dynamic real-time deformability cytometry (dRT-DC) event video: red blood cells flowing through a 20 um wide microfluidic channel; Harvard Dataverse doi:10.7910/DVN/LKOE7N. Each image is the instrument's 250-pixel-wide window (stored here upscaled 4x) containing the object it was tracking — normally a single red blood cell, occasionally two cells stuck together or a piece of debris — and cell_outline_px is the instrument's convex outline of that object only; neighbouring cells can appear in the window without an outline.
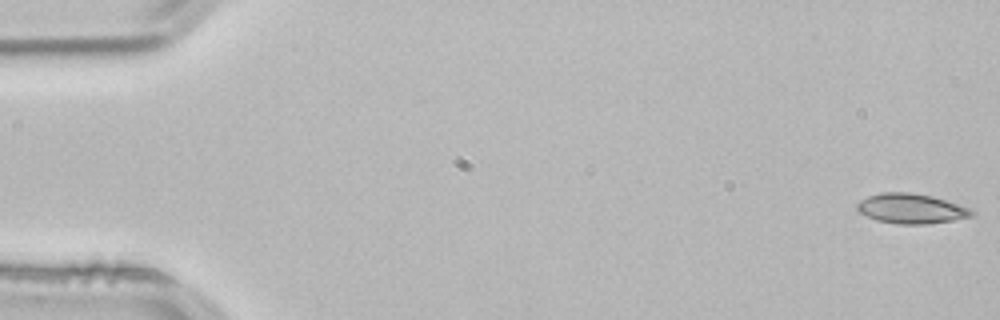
{"species": "common noctule bat (a hibernating species)", "species_latin": "Nyctalus noctula", "temperature_condition": "room temperature", "stored_images_in_passage": 53, "camera_frame_rate_fps": 3000, "um_per_image_px": 0.085, "animal": {"sex": "male", "body_mass_g": 21.5, "forearm_length_mm": 52.0}, "frame": {"image": 1, "passage_image": 1, "time_ms": 0.0, "image_size_px": [1000, 320], "cell_outline_px": [[976, 212], [972, 216], [952, 220], [924, 224], [896, 224], [876, 220], [860, 212], [856, 208], [856, 204], [860, 200], [868, 196], [884, 192], [908, 192], [932, 196], [972, 208]], "centroid_in_image_um": [77.46, 17.73], "position_along_channel_um": 7.5, "area_um2": 19.94}}
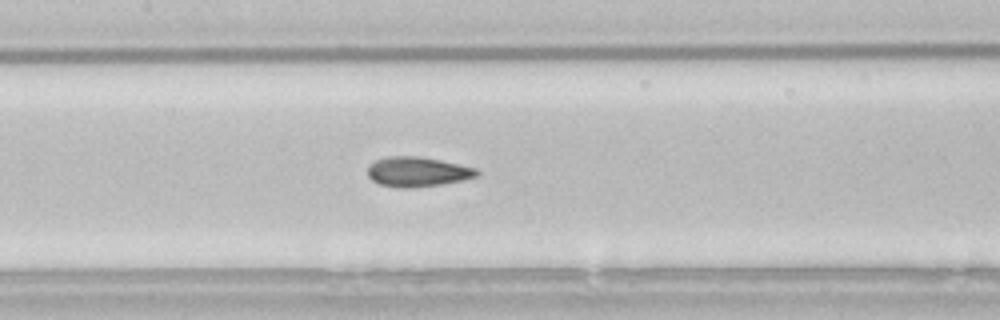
{"frame": {"image": 2, "passage_image": 25, "time_ms": 8.0, "image_size_px": [1000, 320], "cell_outline_px": [[480, 172], [476, 176], [460, 180], [440, 184], [412, 188], [396, 188], [380, 184], [372, 180], [368, 176], [368, 164], [376, 160], [388, 156], [420, 156], [440, 160], [476, 168]], "centroid_in_image_um": [35.44, 14.6], "position_along_channel_um": 172.0, "area_um2": 18.9}}
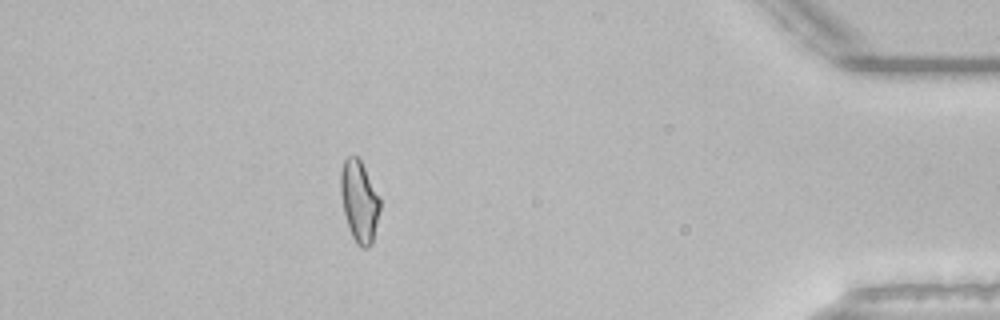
{"frame": {"image": 3, "passage_image": 47, "time_ms": 15.333, "image_size_px": [1000, 320], "cell_outline_px": [[380, 208], [372, 244], [368, 248], [360, 248], [356, 244], [348, 228], [344, 212], [340, 192], [340, 172], [344, 160], [348, 156], [356, 156], [360, 160], [380, 196]], "centroid_in_image_um": [30.53, 17.13], "position_along_channel_um": 404.7, "area_um2": 18.79}, "authors_computed_cell_mechanics": {"area_um2": 18.8428, "velocity_mm_per_s": 3.8414, "shape_relaxation_time_tau1_ms": 7.6738, "shape_relaxation_time_tau2_ms": 1.3192, "deformation_change_tau1": 0.1602, "deformation_change_tau2": 0.0578}}